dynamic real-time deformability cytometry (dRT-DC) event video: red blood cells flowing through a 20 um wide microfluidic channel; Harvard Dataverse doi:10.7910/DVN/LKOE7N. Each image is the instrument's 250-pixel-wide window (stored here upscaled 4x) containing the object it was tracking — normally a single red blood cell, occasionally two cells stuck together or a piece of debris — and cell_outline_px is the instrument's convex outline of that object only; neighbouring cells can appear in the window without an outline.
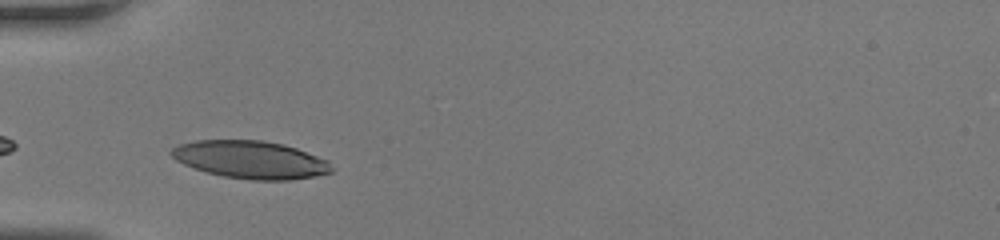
{"species": "human", "species_latin": "Homo sapiens", "temperature_condition": "room temperature", "stored_images_in_passage": 9, "camera_frame_rate_fps": 3000, "um_per_image_px": 0.085, "donor": {"sex": "female"}, "frame": {"image": 1, "passage_image": 1, "time_ms": 0.0, "image_size_px": [1000, 240], "cell_outline_px": [[336, 168], [332, 172], [316, 176], [292, 180], [252, 180], [224, 176], [204, 172], [192, 168], [176, 160], [168, 152], [172, 148], [180, 144], [192, 140], [264, 140], [284, 144], [296, 148], [328, 160]], "centroid_in_image_um": [21.31, 13.57], "position_along_channel_um": 63.7, "area_um2": 35.6}}
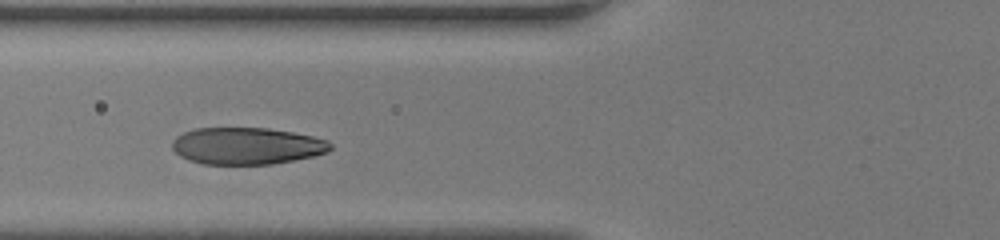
{"frame": {"image": 2, "passage_image": 4, "time_ms": 1.0, "image_size_px": [1000, 240], "cell_outline_px": [[332, 148], [328, 152], [312, 156], [272, 164], [204, 164], [188, 160], [180, 156], [172, 148], [172, 140], [176, 136], [184, 132], [196, 128], [268, 128], [292, 132], [312, 136], [328, 140], [332, 144]], "centroid_in_image_um": [20.97, 12.4], "position_along_channel_um": 104.8, "area_um2": 34.04}}
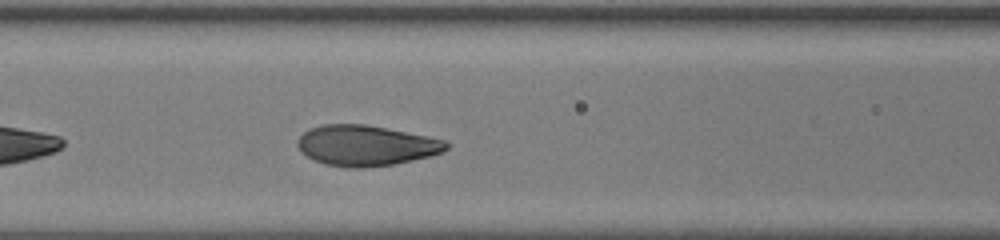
{"frame": {"image": 3, "passage_image": 6, "time_ms": 1.667, "image_size_px": [1000, 240], "cell_outline_px": [[448, 148], [444, 152], [412, 160], [392, 164], [364, 168], [352, 168], [324, 164], [300, 152], [296, 144], [296, 140], [308, 128], [324, 124], [364, 124], [428, 136], [444, 140], [448, 144]], "centroid_in_image_um": [31.07, 12.36], "position_along_channel_um": 135.5, "area_um2": 35.03}}